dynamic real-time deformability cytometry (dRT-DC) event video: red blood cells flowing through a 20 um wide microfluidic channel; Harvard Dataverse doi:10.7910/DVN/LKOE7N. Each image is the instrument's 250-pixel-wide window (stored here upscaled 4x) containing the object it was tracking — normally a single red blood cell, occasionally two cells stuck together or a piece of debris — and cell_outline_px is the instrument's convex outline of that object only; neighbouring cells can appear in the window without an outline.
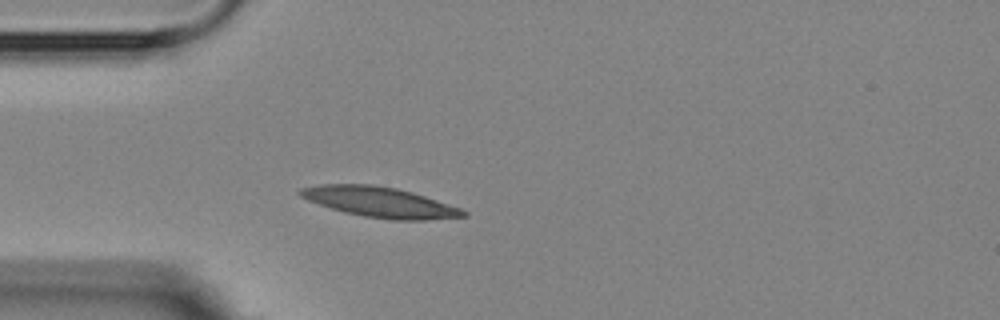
{"species": "Egyptian fruit bat (a non-hibernating species)", "species_latin": "Rousettus aegyptiacus", "temperature_condition": "room temperature", "stored_images_in_passage": 3, "camera_frame_rate_fps": 3000, "um_per_image_px": 0.085, "animal": {"sex": "female"}, "frame": {"image": 1, "passage_image": 3, "time_ms": 2.333, "image_size_px": [1000, 320], "cell_outline_px": [[468, 216], [424, 220], [392, 220], [364, 216], [344, 212], [308, 200], [300, 196], [296, 192], [300, 188], [320, 184], [372, 184], [396, 188], [412, 192], [460, 208], [468, 212]], "centroid_in_image_um": [32.27, 17.17], "position_along_channel_um": 52.7, "area_um2": 28.61}}